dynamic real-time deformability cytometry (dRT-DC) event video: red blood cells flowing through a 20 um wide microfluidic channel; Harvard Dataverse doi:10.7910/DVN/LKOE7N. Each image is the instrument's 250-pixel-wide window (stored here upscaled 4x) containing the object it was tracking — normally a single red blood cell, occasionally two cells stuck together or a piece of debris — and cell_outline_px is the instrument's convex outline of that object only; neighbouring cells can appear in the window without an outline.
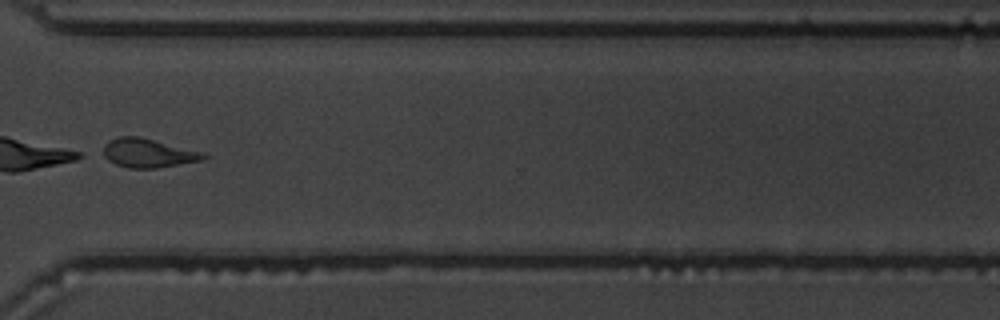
{"species": "common noctule bat (a hibernating species)", "species_latin": "Nyctalus noctula", "temperature_condition": "warm", "stored_images_in_passage": 51, "camera_frame_rate_fps": 3000, "um_per_image_px": 0.085, "animal": {"sex": "male", "body_mass_g": 19.5, "forearm_length_mm": 54.6}, "frame": {"image": 1, "passage_image": 39, "time_ms": 12.667, "image_size_px": [1000, 320], "cell_outline_px": [[208, 156], [200, 160], [156, 168], [128, 168], [116, 164], [100, 156], [104, 144], [108, 140], [120, 136], [140, 136], [204, 152]], "centroid_in_image_um": [12.51, 12.99], "position_along_channel_um": 358.1, "area_um2": 17.05}}